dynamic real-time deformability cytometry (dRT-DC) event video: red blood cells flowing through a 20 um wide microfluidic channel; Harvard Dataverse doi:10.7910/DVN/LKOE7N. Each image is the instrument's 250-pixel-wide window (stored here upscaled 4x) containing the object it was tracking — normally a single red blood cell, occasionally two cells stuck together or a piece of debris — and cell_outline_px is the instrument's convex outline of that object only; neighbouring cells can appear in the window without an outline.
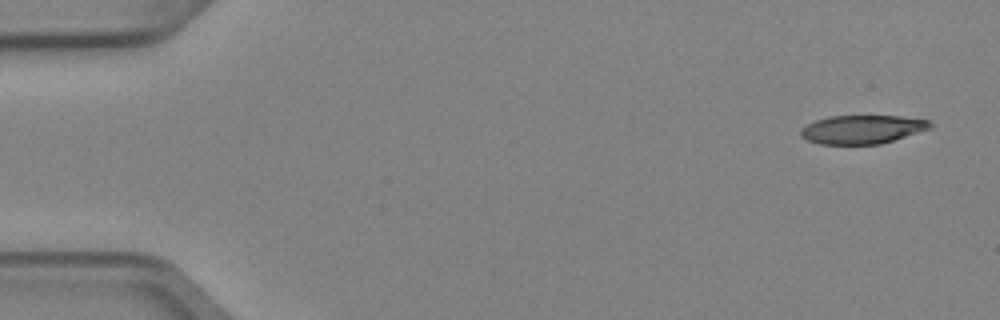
{"species": "Egyptian fruit bat (a non-hibernating species)", "species_latin": "Rousettus aegyptiacus", "temperature_condition": "cold", "stored_images_in_passage": 4, "camera_frame_rate_fps": 3000, "um_per_image_px": 0.085, "animal": {"sex": "female"}, "frame": {"image": 1, "passage_image": 1, "time_ms": 0.0, "image_size_px": [1000, 320], "cell_outline_px": [[932, 128], [880, 144], [820, 144], [808, 140], [800, 136], [800, 128], [816, 120], [828, 116], [900, 116], [928, 120], [932, 124]], "centroid_in_image_um": [73.27, 11.0], "position_along_channel_um": 11.7, "area_um2": 21.5}}
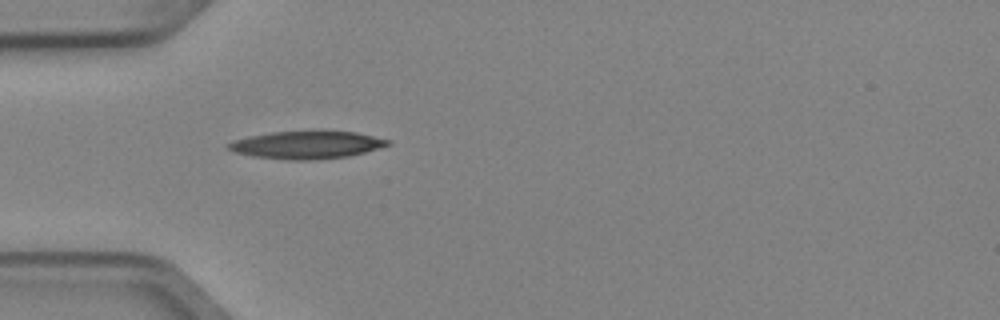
{"frame": {"image": 2, "passage_image": 4, "time_ms": 1.0, "image_size_px": [1000, 320], "cell_outline_px": [[392, 144], [364, 152], [348, 156], [308, 160], [288, 160], [252, 156], [236, 152], [228, 148], [228, 144], [232, 140], [248, 136], [272, 132], [312, 128], [356, 132], [392, 140]], "centroid_in_image_um": [26.1, 12.26], "position_along_channel_um": 58.9, "area_um2": 26.53}}